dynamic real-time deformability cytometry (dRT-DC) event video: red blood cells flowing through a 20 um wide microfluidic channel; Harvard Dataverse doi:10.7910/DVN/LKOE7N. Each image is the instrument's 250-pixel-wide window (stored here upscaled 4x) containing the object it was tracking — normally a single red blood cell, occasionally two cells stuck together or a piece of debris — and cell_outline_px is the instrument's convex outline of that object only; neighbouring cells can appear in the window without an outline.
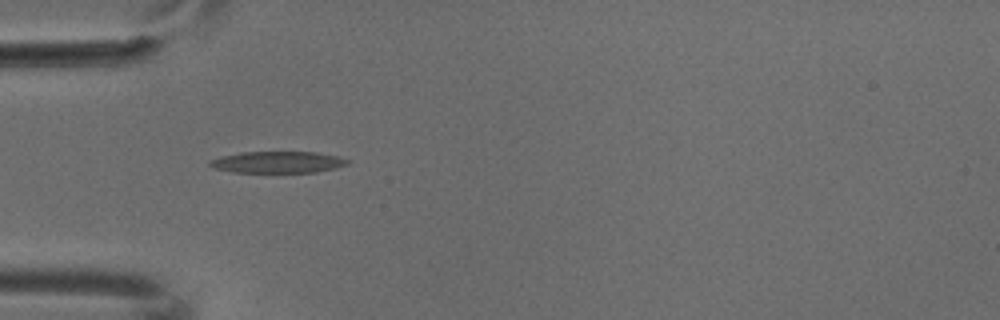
{"species": "common noctule bat (a hibernating species)", "species_latin": "Nyctalus noctula", "temperature_condition": "cold", "stored_images_in_passage": 1, "camera_frame_rate_fps": 3000, "um_per_image_px": 0.085, "animal": {"sex": "male", "body_mass_g": 18.8}, "frame": {"image": 1, "passage_image": 1, "time_ms": 0.0, "image_size_px": [1000, 320], "cell_outline_px": [[348, 164], [336, 168], [316, 172], [232, 172], [212, 168], [208, 164], [208, 160], [220, 156], [240, 152], [316, 152], [336, 156], [348, 160]], "centroid_in_image_um": [23.53, 13.78], "position_along_channel_um": 61.5, "area_um2": 17.34}}